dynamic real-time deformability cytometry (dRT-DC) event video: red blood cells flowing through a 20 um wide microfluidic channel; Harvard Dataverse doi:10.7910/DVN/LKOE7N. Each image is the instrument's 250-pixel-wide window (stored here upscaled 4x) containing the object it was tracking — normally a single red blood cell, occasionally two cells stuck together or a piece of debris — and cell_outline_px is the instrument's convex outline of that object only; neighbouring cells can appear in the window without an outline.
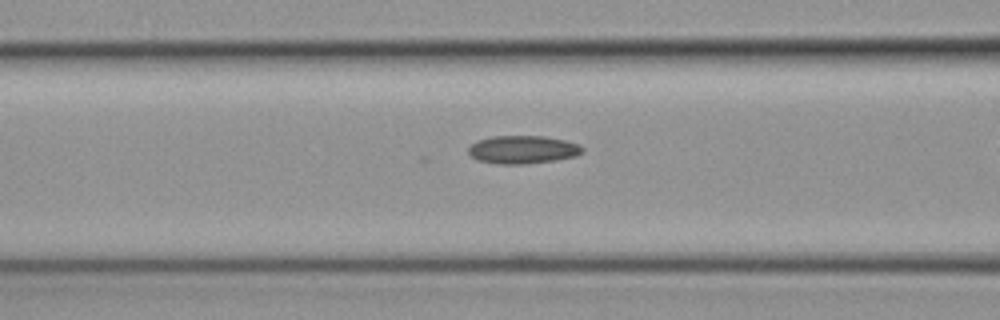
{"species": "common noctule bat (a hibernating species)", "species_latin": "Nyctalus noctula", "temperature_condition": "cold", "stored_images_in_passage": 13, "camera_frame_rate_fps": 3000, "um_per_image_px": 0.085, "animal": {"sex": "female", "body_mass_g": 19.3, "forearm_length_mm": 54.1}, "frame": {"image": 1, "passage_image": 11, "time_ms": 3.333, "image_size_px": [1000, 320], "cell_outline_px": [[584, 152], [576, 156], [556, 160], [524, 164], [496, 164], [476, 160], [468, 152], [468, 148], [472, 144], [480, 140], [492, 136], [544, 136], [564, 140], [580, 144], [584, 148]], "centroid_in_image_um": [44.46, 12.72], "position_along_channel_um": 122.1, "area_um2": 18.73}}